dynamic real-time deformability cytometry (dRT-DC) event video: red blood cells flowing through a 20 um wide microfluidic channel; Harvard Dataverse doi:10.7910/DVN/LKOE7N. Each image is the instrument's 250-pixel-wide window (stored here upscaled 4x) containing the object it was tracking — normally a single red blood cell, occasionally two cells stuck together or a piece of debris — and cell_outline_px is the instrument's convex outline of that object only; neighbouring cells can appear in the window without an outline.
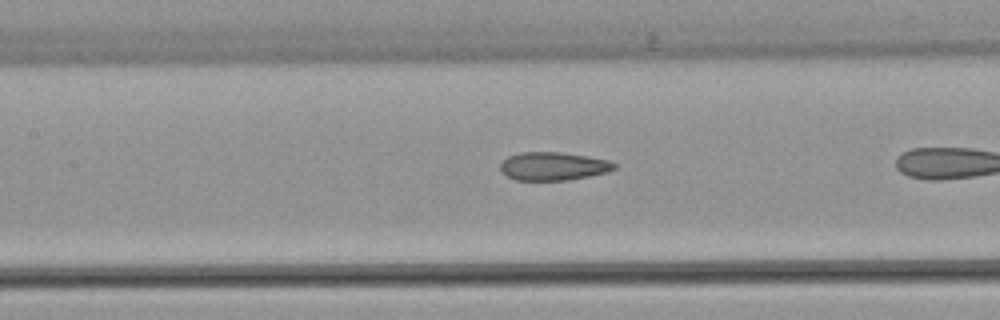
{"species": "common noctule bat (a hibernating species)", "species_latin": "Nyctalus noctula", "temperature_condition": "warm", "stored_images_in_passage": 24, "camera_frame_rate_fps": 3000, "um_per_image_px": 0.085, "animal": {"sex": "female", "body_mass_g": 22.7, "forearm_length_mm": 54.2}, "frame": {"image": 1, "passage_image": 8, "time_ms": 2.333, "image_size_px": [1000, 320], "cell_outline_px": [[616, 168], [608, 172], [568, 180], [516, 180], [500, 172], [500, 164], [508, 156], [520, 152], [560, 152], [608, 160], [616, 164]], "centroid_in_image_um": [47.0, 14.13], "position_along_channel_um": 160.4, "area_um2": 18.67}}
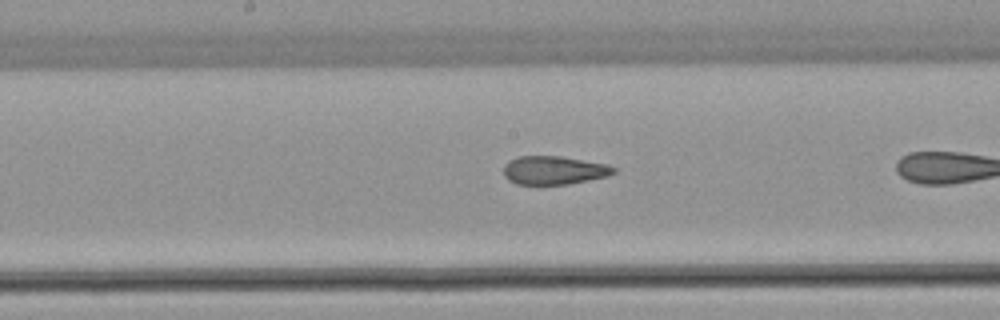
{"frame": {"image": 2, "passage_image": 11, "time_ms": 3.333, "image_size_px": [1000, 320], "cell_outline_px": [[616, 172], [608, 176], [568, 184], [516, 184], [508, 180], [504, 176], [504, 164], [508, 160], [516, 156], [560, 156], [608, 164], [616, 168]], "centroid_in_image_um": [47.07, 14.46], "position_along_channel_um": 201.1, "area_um2": 18.38}}